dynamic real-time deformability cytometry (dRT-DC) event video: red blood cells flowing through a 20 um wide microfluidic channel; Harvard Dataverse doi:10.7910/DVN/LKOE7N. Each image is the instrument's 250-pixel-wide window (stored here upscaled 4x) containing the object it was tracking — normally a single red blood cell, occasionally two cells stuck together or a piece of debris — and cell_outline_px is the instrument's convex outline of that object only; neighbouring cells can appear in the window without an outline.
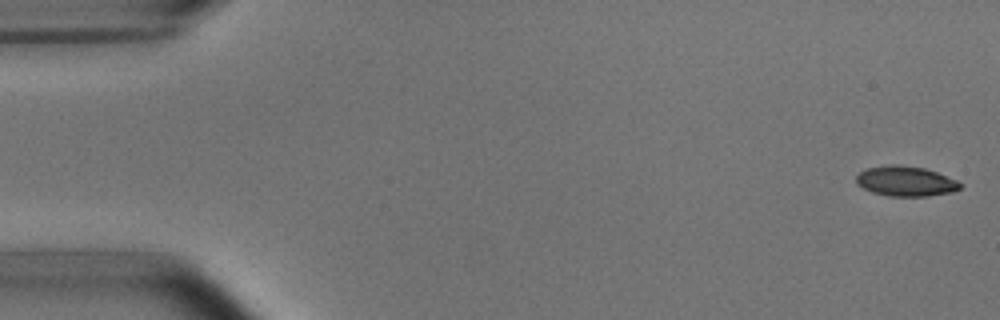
{"species": "common noctule bat (a hibernating species)", "species_latin": "Nyctalus noctula", "temperature_condition": "room temperature", "stored_images_in_passage": 5, "camera_frame_rate_fps": 3000, "um_per_image_px": 0.085, "animal": {"sex": "male", "body_mass_g": 15.6}, "frame": {"image": 1, "passage_image": 1, "time_ms": 0.0, "image_size_px": [1000, 320], "cell_outline_px": [[964, 184], [960, 188], [952, 192], [928, 196], [888, 196], [872, 192], [856, 184], [856, 176], [860, 172], [868, 168], [892, 164], [896, 164], [924, 168], [936, 172], [956, 180]], "centroid_in_image_um": [76.99, 15.41], "position_along_channel_um": 8.0, "area_um2": 18.15}}
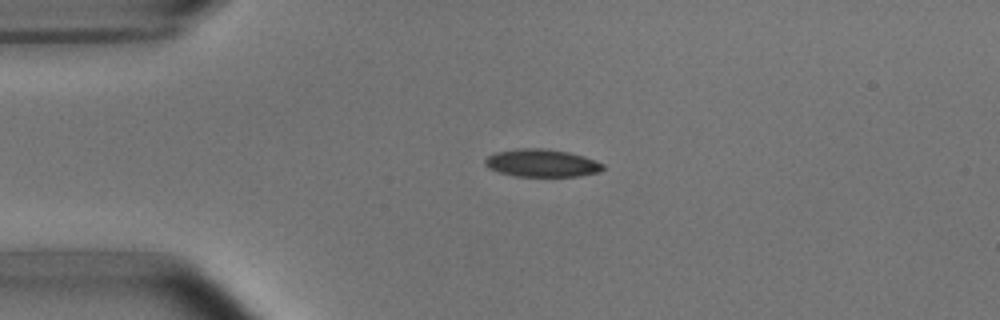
{"frame": {"image": 2, "passage_image": 4, "time_ms": 3.667, "image_size_px": [1000, 320], "cell_outline_px": [[604, 168], [600, 172], [580, 176], [516, 176], [500, 172], [488, 168], [484, 164], [484, 160], [488, 156], [496, 152], [516, 148], [544, 148], [568, 152], [584, 156], [604, 164]], "centroid_in_image_um": [46.05, 13.85], "position_along_channel_um": 38.9, "area_um2": 19.07}}